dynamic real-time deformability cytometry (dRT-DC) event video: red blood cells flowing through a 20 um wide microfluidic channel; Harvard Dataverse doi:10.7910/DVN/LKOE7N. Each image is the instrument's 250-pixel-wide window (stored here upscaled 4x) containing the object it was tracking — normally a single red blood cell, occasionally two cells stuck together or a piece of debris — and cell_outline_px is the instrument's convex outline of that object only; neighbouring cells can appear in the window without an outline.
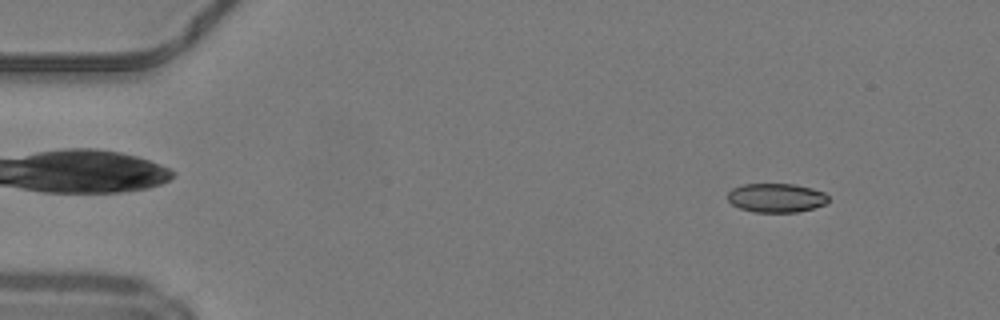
{"species": "common noctule bat (a hibernating species)", "species_latin": "Nyctalus noctula", "temperature_condition": "warm", "stored_images_in_passage": 44, "camera_frame_rate_fps": 3000, "um_per_image_px": 0.085, "animal": {"sex": "male", "body_mass_g": 19.2, "forearm_length_mm": 51.8}, "frame": {"image": 1, "passage_image": 1, "time_ms": 0.0, "image_size_px": [1000, 320], "cell_outline_px": [[828, 200], [824, 204], [812, 208], [796, 212], [752, 212], [740, 208], [732, 204], [728, 200], [728, 192], [732, 188], [744, 184], [796, 184], [812, 188], [824, 192], [828, 196]], "centroid_in_image_um": [65.96, 16.81], "position_along_channel_um": 19.0, "area_um2": 16.99}}
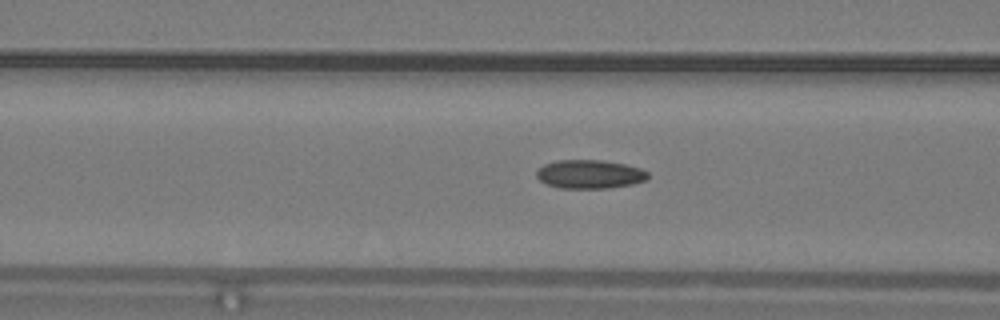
{"frame": {"image": 2, "passage_image": 15, "time_ms": 4.667, "image_size_px": [1000, 320], "cell_outline_px": [[648, 176], [644, 180], [632, 184], [608, 188], [560, 188], [548, 184], [540, 180], [536, 176], [536, 172], [544, 164], [556, 160], [600, 160], [624, 164], [640, 168], [648, 172]], "centroid_in_image_um": [50.11, 14.8], "position_along_channel_um": 116.5, "area_um2": 18.44}}
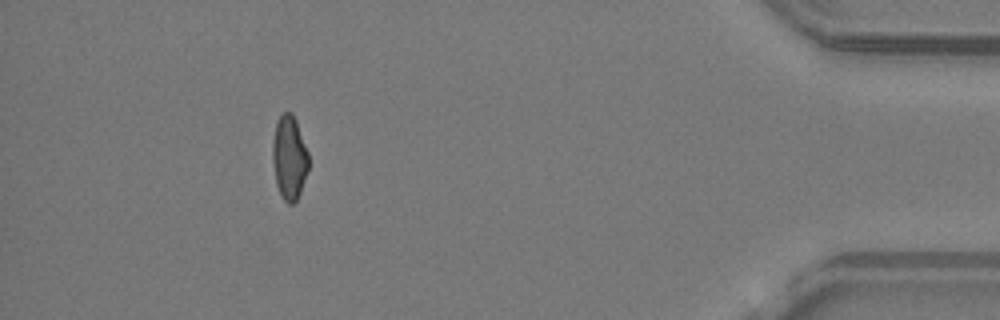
{"frame": {"image": 3, "passage_image": 40, "time_ms": 13.0, "image_size_px": [1000, 320], "cell_outline_px": [[308, 168], [300, 192], [296, 200], [292, 204], [288, 204], [284, 200], [276, 184], [272, 160], [272, 144], [276, 120], [284, 112], [292, 112], [296, 120], [308, 152]], "centroid_in_image_um": [24.57, 13.37], "position_along_channel_um": 410.6, "area_um2": 17.57}, "authors_computed_cell_mechanics": {"area_um2": 18.0336, "velocity_mm_per_s": 4.2303, "shape_relaxation_time_tau1_ms": 8.0507, "shape_relaxation_time_tau2_ms": 2.9819, "deformation_change_tau1": 0.1951, "deformation_change_tau2": 0.096}}